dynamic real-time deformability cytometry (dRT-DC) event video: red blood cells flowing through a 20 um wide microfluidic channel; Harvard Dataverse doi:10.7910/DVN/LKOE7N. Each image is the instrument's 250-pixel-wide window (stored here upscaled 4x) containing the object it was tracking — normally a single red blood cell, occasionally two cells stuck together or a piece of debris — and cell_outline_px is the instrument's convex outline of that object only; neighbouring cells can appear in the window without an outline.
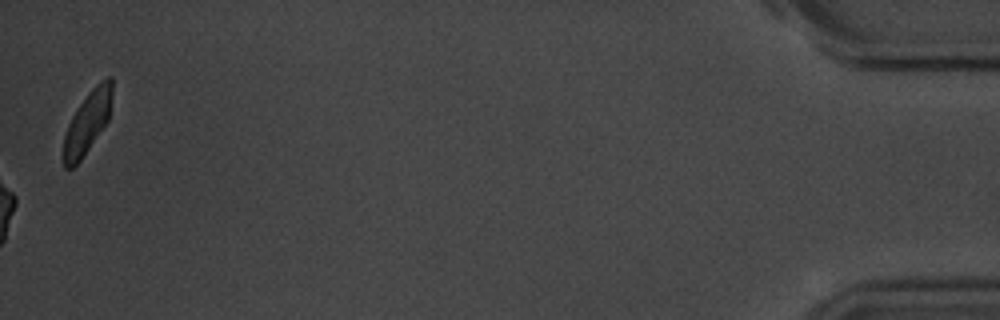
{"species": "common noctule bat (a hibernating species)", "species_latin": "Nyctalus noctula", "temperature_condition": "room temperature", "stored_images_in_passage": 53, "camera_frame_rate_fps": 3000, "um_per_image_px": 0.085, "animal": {"sex": "male", "body_mass_g": 20.1, "forearm_length_mm": 53.5}, "frame": {"image": 1, "passage_image": 53, "time_ms": 17.333, "image_size_px": [1000, 320], "cell_outline_px": [[112, 96], [108, 120], [80, 160], [72, 168], [64, 168], [64, 136], [68, 124], [76, 108], [88, 92], [100, 80], [108, 76], [112, 76]], "centroid_in_image_um": [7.44, 10.34], "position_along_channel_um": 427.8, "area_um2": 17.34}, "authors_computed_cell_mechanics": {"area_um2": 18.5538, "velocity_mm_per_s": 3.6949, "shape_relaxation_time_tau1_ms": 3.1374, "shape_relaxation_time_tau2_ms": 8.6677, "deformation_change_tau1": 0.1241, "deformation_change_tau2": 0.1838}}